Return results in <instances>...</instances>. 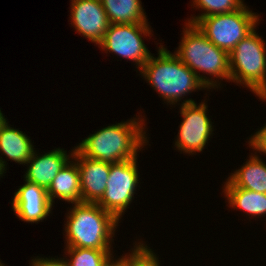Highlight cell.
I'll return each mask as SVG.
<instances>
[{"mask_svg":"<svg viewBox=\"0 0 266 266\" xmlns=\"http://www.w3.org/2000/svg\"><path fill=\"white\" fill-rule=\"evenodd\" d=\"M72 158L80 173L81 202L97 203L106 190L111 164L83 156L75 147Z\"/></svg>","mask_w":266,"mask_h":266,"instance_id":"7c38bea8","label":"cell"},{"mask_svg":"<svg viewBox=\"0 0 266 266\" xmlns=\"http://www.w3.org/2000/svg\"><path fill=\"white\" fill-rule=\"evenodd\" d=\"M7 118L3 116V113L0 110V129L7 123Z\"/></svg>","mask_w":266,"mask_h":266,"instance_id":"d4e9b609","label":"cell"},{"mask_svg":"<svg viewBox=\"0 0 266 266\" xmlns=\"http://www.w3.org/2000/svg\"><path fill=\"white\" fill-rule=\"evenodd\" d=\"M71 160L58 172L47 189L52 204L55 198L72 204L81 202L80 173L77 162L73 158Z\"/></svg>","mask_w":266,"mask_h":266,"instance_id":"9a60e30c","label":"cell"},{"mask_svg":"<svg viewBox=\"0 0 266 266\" xmlns=\"http://www.w3.org/2000/svg\"><path fill=\"white\" fill-rule=\"evenodd\" d=\"M249 157L240 169L231 173L222 188H243L266 193V164L258 154Z\"/></svg>","mask_w":266,"mask_h":266,"instance_id":"5bb4252c","label":"cell"},{"mask_svg":"<svg viewBox=\"0 0 266 266\" xmlns=\"http://www.w3.org/2000/svg\"><path fill=\"white\" fill-rule=\"evenodd\" d=\"M110 266H118L114 261Z\"/></svg>","mask_w":266,"mask_h":266,"instance_id":"484cf974","label":"cell"},{"mask_svg":"<svg viewBox=\"0 0 266 266\" xmlns=\"http://www.w3.org/2000/svg\"><path fill=\"white\" fill-rule=\"evenodd\" d=\"M72 206L64 224L66 247L112 250L119 221L97 203L80 202Z\"/></svg>","mask_w":266,"mask_h":266,"instance_id":"7a4b0ae2","label":"cell"},{"mask_svg":"<svg viewBox=\"0 0 266 266\" xmlns=\"http://www.w3.org/2000/svg\"><path fill=\"white\" fill-rule=\"evenodd\" d=\"M73 151L74 149L70 155H67V151L64 149L56 148L38 156L35 150L26 163L28 168L24 180L33 182L47 190L58 172L71 160Z\"/></svg>","mask_w":266,"mask_h":266,"instance_id":"4fadbf2b","label":"cell"},{"mask_svg":"<svg viewBox=\"0 0 266 266\" xmlns=\"http://www.w3.org/2000/svg\"><path fill=\"white\" fill-rule=\"evenodd\" d=\"M140 118L101 128L75 149L83 156L110 164L137 158V152L149 142L144 131L145 117Z\"/></svg>","mask_w":266,"mask_h":266,"instance_id":"6da1fadb","label":"cell"},{"mask_svg":"<svg viewBox=\"0 0 266 266\" xmlns=\"http://www.w3.org/2000/svg\"><path fill=\"white\" fill-rule=\"evenodd\" d=\"M256 27L229 53L230 81L266 101V43Z\"/></svg>","mask_w":266,"mask_h":266,"instance_id":"5b68a950","label":"cell"},{"mask_svg":"<svg viewBox=\"0 0 266 266\" xmlns=\"http://www.w3.org/2000/svg\"><path fill=\"white\" fill-rule=\"evenodd\" d=\"M118 266H160L157 255L144 243L138 242L131 253L115 259Z\"/></svg>","mask_w":266,"mask_h":266,"instance_id":"44dd1931","label":"cell"},{"mask_svg":"<svg viewBox=\"0 0 266 266\" xmlns=\"http://www.w3.org/2000/svg\"><path fill=\"white\" fill-rule=\"evenodd\" d=\"M33 258L31 260L30 266H69L65 258Z\"/></svg>","mask_w":266,"mask_h":266,"instance_id":"603a6c76","label":"cell"},{"mask_svg":"<svg viewBox=\"0 0 266 266\" xmlns=\"http://www.w3.org/2000/svg\"><path fill=\"white\" fill-rule=\"evenodd\" d=\"M137 158L111 164L106 190L97 202L118 221L129 208L139 184Z\"/></svg>","mask_w":266,"mask_h":266,"instance_id":"52a82bcc","label":"cell"},{"mask_svg":"<svg viewBox=\"0 0 266 266\" xmlns=\"http://www.w3.org/2000/svg\"><path fill=\"white\" fill-rule=\"evenodd\" d=\"M229 207L240 209L251 217L265 216L266 193H257L243 188H223Z\"/></svg>","mask_w":266,"mask_h":266,"instance_id":"ac0fdd59","label":"cell"},{"mask_svg":"<svg viewBox=\"0 0 266 266\" xmlns=\"http://www.w3.org/2000/svg\"><path fill=\"white\" fill-rule=\"evenodd\" d=\"M158 48V57L151 55L139 71L167 105H176L186 94L207 88L175 53L162 44Z\"/></svg>","mask_w":266,"mask_h":266,"instance_id":"3957f363","label":"cell"},{"mask_svg":"<svg viewBox=\"0 0 266 266\" xmlns=\"http://www.w3.org/2000/svg\"><path fill=\"white\" fill-rule=\"evenodd\" d=\"M193 8H201L203 13L188 19L189 24L195 25L202 17L214 14L231 13L242 8L243 0H192Z\"/></svg>","mask_w":266,"mask_h":266,"instance_id":"ffe728a7","label":"cell"},{"mask_svg":"<svg viewBox=\"0 0 266 266\" xmlns=\"http://www.w3.org/2000/svg\"><path fill=\"white\" fill-rule=\"evenodd\" d=\"M34 149L30 137L19 129L10 127L8 122L0 129V152L9 160L25 165Z\"/></svg>","mask_w":266,"mask_h":266,"instance_id":"2e32d148","label":"cell"},{"mask_svg":"<svg viewBox=\"0 0 266 266\" xmlns=\"http://www.w3.org/2000/svg\"><path fill=\"white\" fill-rule=\"evenodd\" d=\"M259 15L244 5L231 12L202 17L195 25L216 47L230 53L259 23Z\"/></svg>","mask_w":266,"mask_h":266,"instance_id":"8992f818","label":"cell"},{"mask_svg":"<svg viewBox=\"0 0 266 266\" xmlns=\"http://www.w3.org/2000/svg\"><path fill=\"white\" fill-rule=\"evenodd\" d=\"M185 26L181 33V42L174 52L178 58L196 73L198 79L207 87V91L218 88L219 79L230 81L229 53L210 42L196 25L185 22ZM200 72L211 76V79L200 75ZM212 76L218 80L212 79Z\"/></svg>","mask_w":266,"mask_h":266,"instance_id":"277c9868","label":"cell"},{"mask_svg":"<svg viewBox=\"0 0 266 266\" xmlns=\"http://www.w3.org/2000/svg\"><path fill=\"white\" fill-rule=\"evenodd\" d=\"M204 101L198 105L193 99L189 98L183 100L180 106V114L183 120L179 125L174 146L181 153L193 155L196 152H202L206 143L210 140V136L213 135L212 122L206 114L208 106Z\"/></svg>","mask_w":266,"mask_h":266,"instance_id":"9c48e42d","label":"cell"},{"mask_svg":"<svg viewBox=\"0 0 266 266\" xmlns=\"http://www.w3.org/2000/svg\"><path fill=\"white\" fill-rule=\"evenodd\" d=\"M71 25L88 41L99 45L110 25L100 0H72Z\"/></svg>","mask_w":266,"mask_h":266,"instance_id":"30bf717a","label":"cell"},{"mask_svg":"<svg viewBox=\"0 0 266 266\" xmlns=\"http://www.w3.org/2000/svg\"><path fill=\"white\" fill-rule=\"evenodd\" d=\"M69 266H110L114 261L111 250L66 247Z\"/></svg>","mask_w":266,"mask_h":266,"instance_id":"d6986e66","label":"cell"},{"mask_svg":"<svg viewBox=\"0 0 266 266\" xmlns=\"http://www.w3.org/2000/svg\"><path fill=\"white\" fill-rule=\"evenodd\" d=\"M150 28L148 23L110 24L98 47L136 62L140 70L152 55L142 40L143 36H151Z\"/></svg>","mask_w":266,"mask_h":266,"instance_id":"ba28073f","label":"cell"},{"mask_svg":"<svg viewBox=\"0 0 266 266\" xmlns=\"http://www.w3.org/2000/svg\"><path fill=\"white\" fill-rule=\"evenodd\" d=\"M110 24L148 23L141 0H100Z\"/></svg>","mask_w":266,"mask_h":266,"instance_id":"e0dca14e","label":"cell"},{"mask_svg":"<svg viewBox=\"0 0 266 266\" xmlns=\"http://www.w3.org/2000/svg\"><path fill=\"white\" fill-rule=\"evenodd\" d=\"M25 182L14 193L12 209L15 215L26 223L42 222L51 213L53 204L46 189L30 181Z\"/></svg>","mask_w":266,"mask_h":266,"instance_id":"8fae6325","label":"cell"},{"mask_svg":"<svg viewBox=\"0 0 266 266\" xmlns=\"http://www.w3.org/2000/svg\"><path fill=\"white\" fill-rule=\"evenodd\" d=\"M7 164L5 159H3L0 155V177H3L2 175L6 173Z\"/></svg>","mask_w":266,"mask_h":266,"instance_id":"cb8c5ba5","label":"cell"},{"mask_svg":"<svg viewBox=\"0 0 266 266\" xmlns=\"http://www.w3.org/2000/svg\"><path fill=\"white\" fill-rule=\"evenodd\" d=\"M249 147L254 149V153L257 154V151L260 153L263 152L266 155V123L262 126L253 136L250 137L248 141Z\"/></svg>","mask_w":266,"mask_h":266,"instance_id":"7402d4cb","label":"cell"},{"mask_svg":"<svg viewBox=\"0 0 266 266\" xmlns=\"http://www.w3.org/2000/svg\"><path fill=\"white\" fill-rule=\"evenodd\" d=\"M0 266H5V264H3V263L1 262V260H0Z\"/></svg>","mask_w":266,"mask_h":266,"instance_id":"4316f807","label":"cell"}]
</instances>
